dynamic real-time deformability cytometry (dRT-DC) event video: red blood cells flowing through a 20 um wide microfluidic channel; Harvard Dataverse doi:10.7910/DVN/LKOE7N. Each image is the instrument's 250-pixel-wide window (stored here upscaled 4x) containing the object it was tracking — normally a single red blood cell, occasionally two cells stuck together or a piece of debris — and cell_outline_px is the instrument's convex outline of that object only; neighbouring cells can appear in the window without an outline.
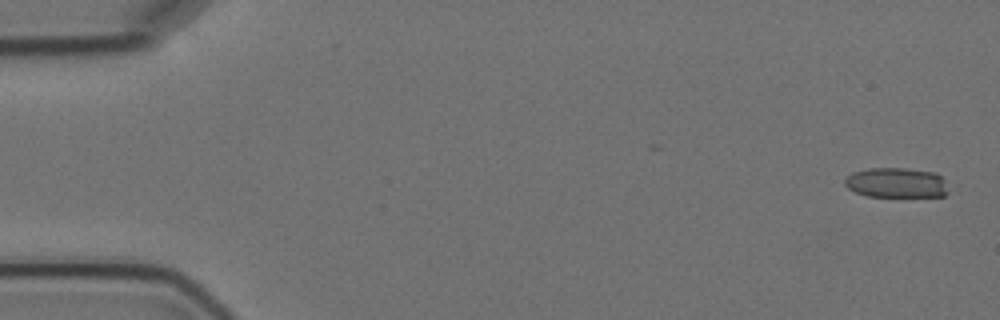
{"species": "Egyptian fruit bat (a non-hibernating species)", "species_latin": "Rousettus aegyptiacus", "temperature_condition": "cold", "stored_images_in_passage": 5, "camera_frame_rate_fps": 3000, "um_per_image_px": 0.085, "animal": {"sex": "female"}, "frame": {"image": 1, "passage_image": 1, "time_ms": 0.0, "image_size_px": [1000, 320], "cell_outline_px": [[948, 192], [944, 196], [868, 196], [856, 192], [848, 188], [844, 184], [844, 180], [852, 172], [868, 168], [908, 168], [936, 172], [944, 180]], "centroid_in_image_um": [76.19, 15.52], "position_along_channel_um": 8.8, "area_um2": 18.09}}